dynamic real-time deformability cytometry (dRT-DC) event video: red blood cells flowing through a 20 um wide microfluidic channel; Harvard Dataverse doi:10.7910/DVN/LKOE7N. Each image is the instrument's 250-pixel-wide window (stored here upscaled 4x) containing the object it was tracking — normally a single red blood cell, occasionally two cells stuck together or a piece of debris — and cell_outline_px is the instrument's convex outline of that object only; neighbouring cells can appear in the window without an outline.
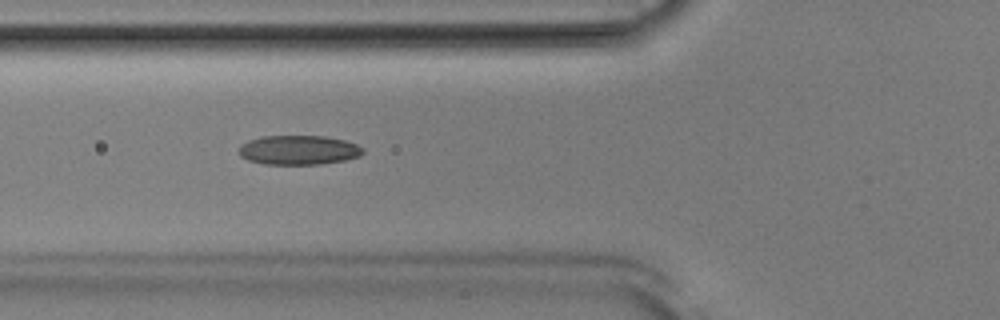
{"species": "Egyptian fruit bat (a non-hibernating species)", "species_latin": "Rousettus aegyptiacus", "temperature_condition": "room temperature", "stored_images_in_passage": 43, "camera_frame_rate_fps": 3000, "um_per_image_px": 0.085, "animal": {"sex": "male"}, "frame": {"image": 1, "passage_image": 12, "time_ms": 3.667, "image_size_px": [1000, 320], "cell_outline_px": [[364, 152], [360, 156], [344, 160], [320, 164], [264, 164], [248, 160], [240, 156], [236, 152], [240, 144], [248, 140], [260, 136], [324, 136], [344, 140], [356, 144], [364, 148]], "centroid_in_image_um": [25.34, 12.75], "position_along_channel_um": 100.5, "area_um2": 21.44}}
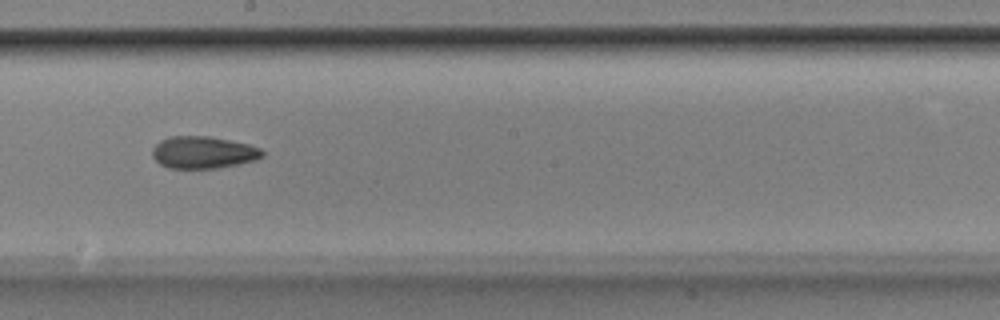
{"frame": {"image": 2, "passage_image": 22, "time_ms": 7.0, "image_size_px": [1000, 320], "cell_outline_px": [[264, 156], [256, 160], [216, 168], [168, 168], [160, 164], [152, 156], [152, 148], [160, 140], [168, 136], [208, 136], [248, 144], [260, 148], [264, 152]], "centroid_in_image_um": [17.25, 12.95], "position_along_channel_um": 230.9, "area_um2": 20.58}}
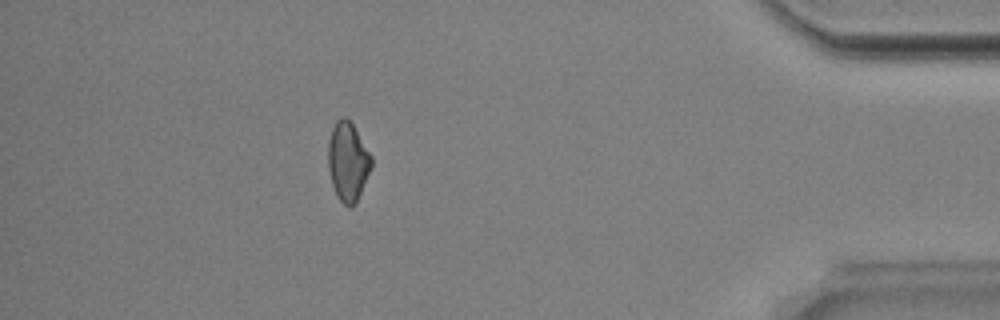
{"frame": {"image": 3, "passage_image": 39, "time_ms": 12.667, "image_size_px": [1000, 320], "cell_outline_px": [[372, 168], [356, 204], [352, 208], [348, 208], [340, 200], [332, 184], [328, 168], [328, 144], [332, 128], [336, 120], [340, 116], [344, 116], [352, 124], [372, 156]], "centroid_in_image_um": [29.58, 13.76], "position_along_channel_um": 405.6, "area_um2": 20.0}}